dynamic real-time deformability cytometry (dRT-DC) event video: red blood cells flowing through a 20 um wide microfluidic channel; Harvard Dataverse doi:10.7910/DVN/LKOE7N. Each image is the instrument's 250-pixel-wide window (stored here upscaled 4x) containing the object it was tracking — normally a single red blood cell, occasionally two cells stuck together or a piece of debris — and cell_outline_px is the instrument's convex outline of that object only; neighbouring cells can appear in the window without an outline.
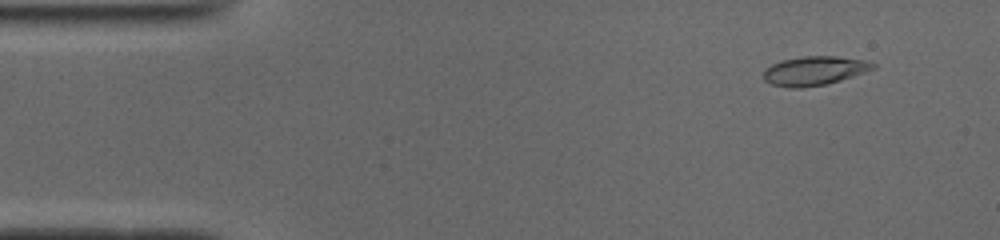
{"species": "common noctule bat (a hibernating species)", "species_latin": "Nyctalus noctula", "temperature_condition": "cold", "stored_images_in_passage": 50, "camera_frame_rate_fps": 3000, "um_per_image_px": 0.085, "animal": {"sex": "male", "body_mass_g": 19.0, "forearm_length_mm": 50.8}, "frame": {"image": 1, "passage_image": 4, "time_ms": 1.0, "image_size_px": [1000, 240], "cell_outline_px": [[876, 68], [840, 80], [824, 84], [800, 88], [792, 88], [772, 84], [764, 80], [764, 68], [780, 60], [804, 56], [836, 56], [864, 60], [876, 64]], "centroid_in_image_um": [69.2, 6.0], "position_along_channel_um": 15.8, "area_um2": 18.38}}
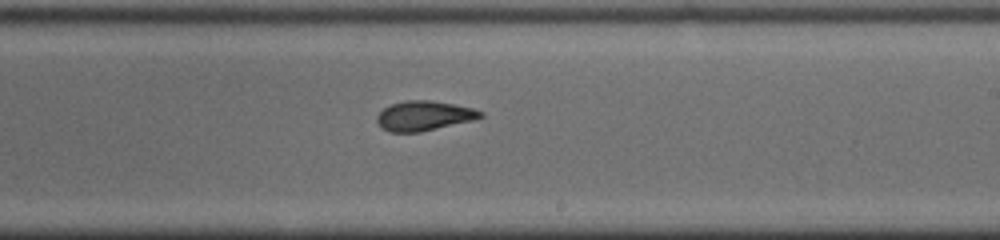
{"frame": {"image": 2, "passage_image": 29, "time_ms": 9.333, "image_size_px": [1000, 240], "cell_outline_px": [[484, 116], [472, 120], [420, 132], [388, 132], [376, 120], [376, 116], [384, 108], [392, 104], [404, 100], [428, 100], [452, 104], [472, 108], [484, 112]], "centroid_in_image_um": [36.03, 9.84], "position_along_channel_um": 253.0, "area_um2": 17.69}}
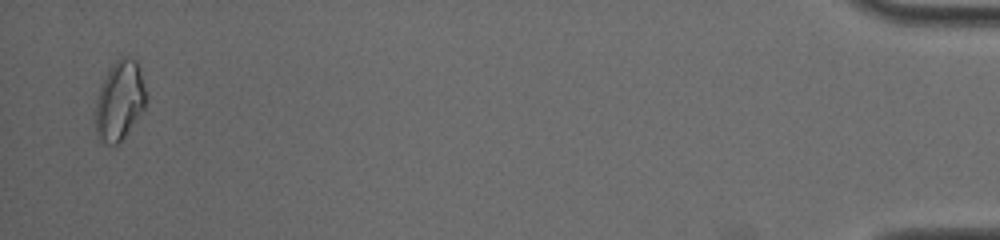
{"frame": {"image": 3, "passage_image": 49, "time_ms": 16.0, "image_size_px": [1000, 240], "cell_outline_px": [[148, 100], [144, 108], [136, 120], [124, 136], [116, 144], [112, 144], [100, 140], [96, 136], [96, 100], [100, 84], [112, 64], [120, 56], [128, 56], [136, 60], [140, 68], [148, 96]], "centroid_in_image_um": [10.19, 8.49], "position_along_channel_um": 425.0, "area_um2": 23.52}, "authors_computed_cell_mechanics": {"area_um2": 18.3804, "velocity_mm_per_s": 3.9265, "shape_relaxation_time_tau1_ms": null, "shape_relaxation_time_tau2_ms": 2.7334, "deformation_change_tau1": null, "deformation_change_tau2": 0.087}}